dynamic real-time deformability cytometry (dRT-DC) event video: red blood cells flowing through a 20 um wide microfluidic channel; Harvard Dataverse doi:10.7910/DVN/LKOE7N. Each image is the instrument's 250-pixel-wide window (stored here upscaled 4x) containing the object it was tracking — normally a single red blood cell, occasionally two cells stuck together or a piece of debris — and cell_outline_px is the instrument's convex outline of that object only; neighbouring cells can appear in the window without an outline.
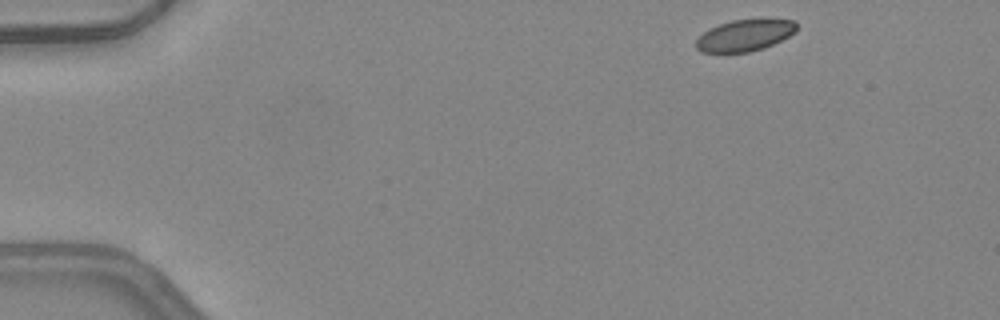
{"species": "common noctule bat (a hibernating species)", "species_latin": "Nyctalus noctula", "temperature_condition": "warm", "stored_images_in_passage": 44, "camera_frame_rate_fps": 3000, "um_per_image_px": 0.085, "animal": {"sex": "female", "body_mass_g": 24.6, "forearm_length_mm": 56.2}, "frame": {"image": 1, "passage_image": 1, "time_ms": 0.0, "image_size_px": [1000, 320], "cell_outline_px": [[796, 32], [764, 48], [748, 52], [700, 52], [696, 48], [696, 40], [704, 32], [720, 24], [732, 20], [796, 20]], "centroid_in_image_um": [63.29, 3.02], "position_along_channel_um": 21.7, "area_um2": 18.03}}
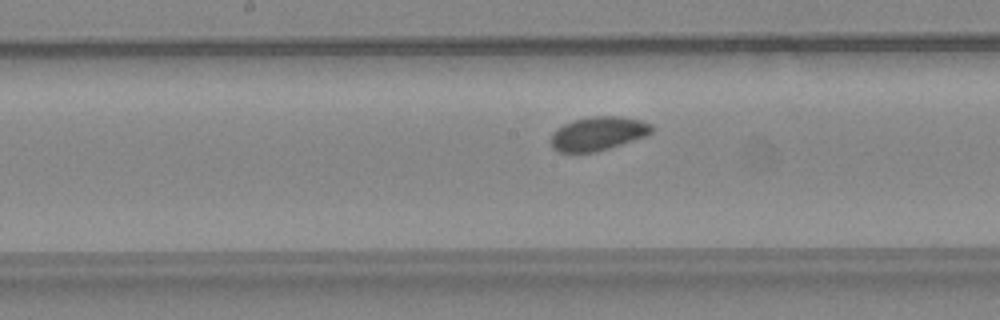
{"frame": {"image": 2, "passage_image": 21, "time_ms": 6.667, "image_size_px": [1000, 320], "cell_outline_px": [[656, 128], [652, 132], [644, 136], [596, 152], [560, 152], [552, 148], [552, 132], [556, 128], [564, 124], [576, 120], [592, 116], [616, 116], [640, 120], [652, 124]], "centroid_in_image_um": [50.84, 11.35], "position_along_channel_um": 197.4, "area_um2": 19.59}}
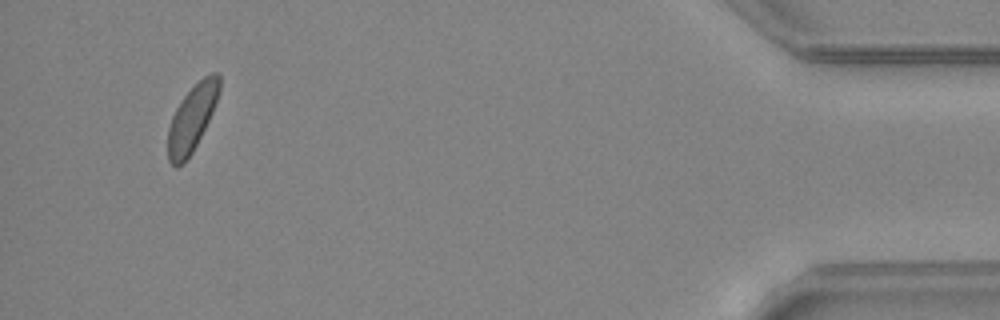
{"frame": {"image": 3, "passage_image": 42, "time_ms": 13.667, "image_size_px": [1000, 320], "cell_outline_px": [[220, 88], [212, 112], [192, 152], [184, 164], [176, 168], [168, 160], [168, 128], [172, 116], [180, 100], [204, 76], [212, 72], [216, 72], [220, 76]], "centroid_in_image_um": [16.29, 10.07], "position_along_channel_um": 418.9, "area_um2": 19.54}, "authors_computed_cell_mechanics": {"area_um2": 20.1144, "velocity_mm_per_s": 4.1755, "shape_relaxation_time_tau1_ms": 2.6173, "shape_relaxation_time_tau2_ms": null, "deformation_change_tau1": 0.0424, "deformation_change_tau2": null}}